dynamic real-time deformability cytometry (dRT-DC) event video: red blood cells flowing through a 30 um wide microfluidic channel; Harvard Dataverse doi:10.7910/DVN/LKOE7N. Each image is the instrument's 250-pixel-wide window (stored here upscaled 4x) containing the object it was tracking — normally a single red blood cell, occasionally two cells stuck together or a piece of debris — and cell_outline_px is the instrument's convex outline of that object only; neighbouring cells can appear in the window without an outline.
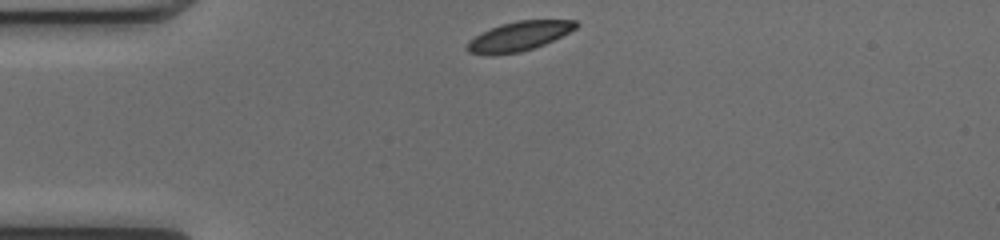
{"species": "common noctule bat (a hibernating species)", "species_latin": "Nyctalus noctula", "temperature_condition": "cold", "stored_images_in_passage": 40, "camera_frame_rate_fps": 3000, "um_per_image_px": 0.085, "animal": {"sex": "female", "body_mass_g": 17.0, "forearm_length_mm": 48.0}, "frame": {"image": 1, "passage_image": 1, "time_ms": 0.0, "image_size_px": [1000, 240], "cell_outline_px": [[580, 24], [576, 28], [544, 44], [520, 52], [492, 56], [488, 56], [468, 52], [464, 48], [476, 36], [500, 24], [516, 20], [576, 20]], "centroid_in_image_um": [44.1, 3.09], "position_along_channel_um": 40.9, "area_um2": 18.5}}
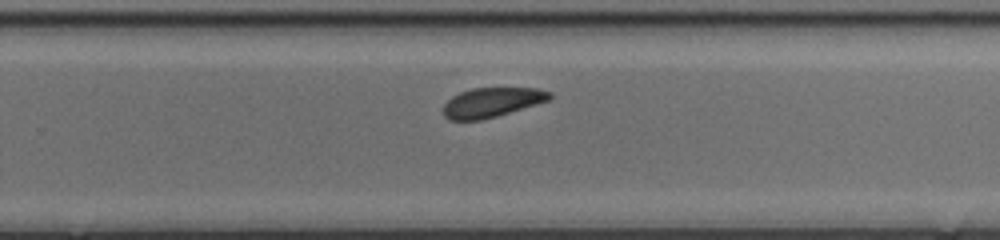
{"frame": {"image": 2, "passage_image": 22, "time_ms": 7.0, "image_size_px": [1000, 240], "cell_outline_px": [[552, 96], [548, 100], [536, 104], [496, 116], [480, 120], [448, 120], [444, 116], [444, 104], [452, 96], [460, 92], [472, 88], [536, 88], [552, 92]], "centroid_in_image_um": [41.78, 8.69], "position_along_channel_um": 288.0, "area_um2": 18.15}}
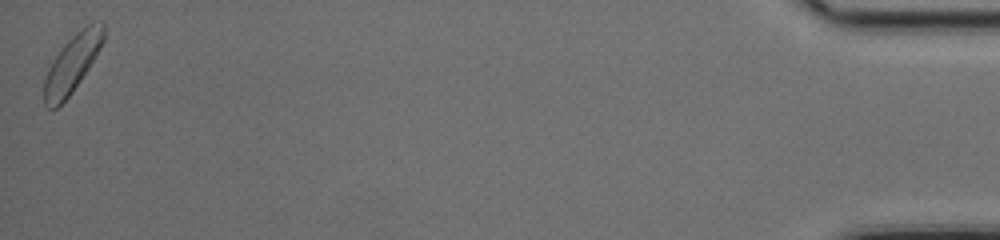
{"frame": {"image": 3, "passage_image": 40, "time_ms": 13.0, "image_size_px": [1000, 240], "cell_outline_px": [[104, 40], [100, 48], [88, 68], [72, 92], [56, 108], [48, 108], [44, 104], [44, 80], [48, 68], [52, 60], [64, 44], [76, 32], [92, 20], [104, 20]], "centroid_in_image_um": [6.15, 5.34], "position_along_channel_um": 429.0, "area_um2": 19.88}, "authors_computed_cell_mechanics": {"area_um2": 19.5653, "velocity_mm_per_s": 3.9716, "shape_relaxation_time_tau1_ms": 2.0925, "shape_relaxation_time_tau2_ms": 8.0757, "deformation_change_tau1": 0.0851, "deformation_change_tau2": 0.147}}